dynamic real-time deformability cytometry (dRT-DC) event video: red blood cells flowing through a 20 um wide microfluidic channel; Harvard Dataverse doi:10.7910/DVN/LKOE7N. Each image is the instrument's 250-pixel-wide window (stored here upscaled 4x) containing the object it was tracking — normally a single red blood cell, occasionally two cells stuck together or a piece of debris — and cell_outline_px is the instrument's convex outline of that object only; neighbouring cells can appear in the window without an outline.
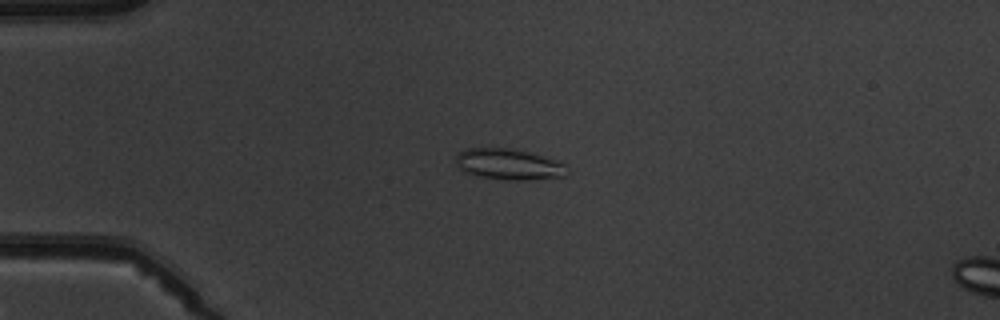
{"species": "common noctule bat (a hibernating species)", "species_latin": "Nyctalus noctula", "temperature_condition": "warm", "stored_images_in_passage": 5, "camera_frame_rate_fps": 3000, "um_per_image_px": 0.085, "animal": {"sex": "male", "body_mass_g": 19.5, "forearm_length_mm": 54.6}, "frame": {"image": 1, "passage_image": 3, "time_ms": 2.333, "image_size_px": [1000, 320], "cell_outline_px": [[568, 172], [564, 176], [528, 180], [504, 180], [480, 176], [464, 172], [456, 164], [456, 156], [464, 148], [508, 148], [528, 152], [556, 160], [564, 164]], "centroid_in_image_um": [43.22, 13.97], "position_along_channel_um": 41.8, "area_um2": 19.94}}